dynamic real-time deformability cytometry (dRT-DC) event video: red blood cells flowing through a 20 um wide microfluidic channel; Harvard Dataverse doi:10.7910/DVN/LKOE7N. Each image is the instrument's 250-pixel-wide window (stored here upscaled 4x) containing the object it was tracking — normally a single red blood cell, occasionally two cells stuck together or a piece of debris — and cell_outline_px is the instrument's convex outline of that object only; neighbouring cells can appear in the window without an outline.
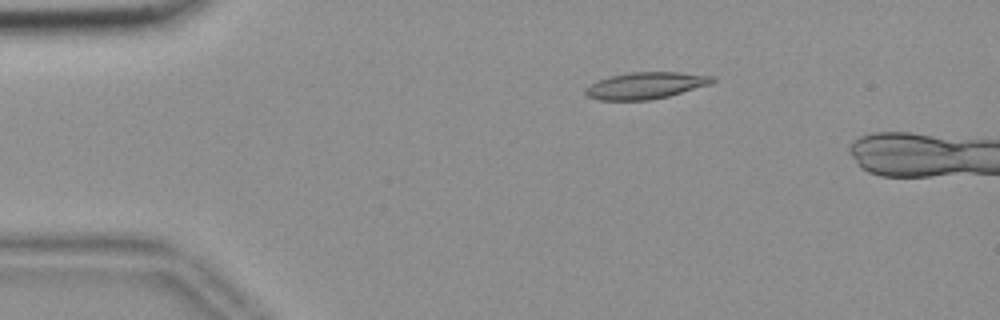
{"species": "common noctule bat (a hibernating species)", "species_latin": "Nyctalus noctula", "temperature_condition": "room temperature", "stored_images_in_passage": 14, "camera_frame_rate_fps": 3000, "um_per_image_px": 0.085, "animal": {"sex": "female", "body_mass_g": 18.4}, "frame": {"image": 1, "passage_image": 10, "time_ms": 3.0, "image_size_px": [1000, 320], "cell_outline_px": [[716, 80], [712, 84], [668, 96], [648, 100], [600, 100], [588, 96], [584, 92], [584, 88], [608, 76], [628, 72], [680, 72], [716, 76]], "centroid_in_image_um": [54.92, 7.26], "position_along_channel_um": 30.1, "area_um2": 19.83}}